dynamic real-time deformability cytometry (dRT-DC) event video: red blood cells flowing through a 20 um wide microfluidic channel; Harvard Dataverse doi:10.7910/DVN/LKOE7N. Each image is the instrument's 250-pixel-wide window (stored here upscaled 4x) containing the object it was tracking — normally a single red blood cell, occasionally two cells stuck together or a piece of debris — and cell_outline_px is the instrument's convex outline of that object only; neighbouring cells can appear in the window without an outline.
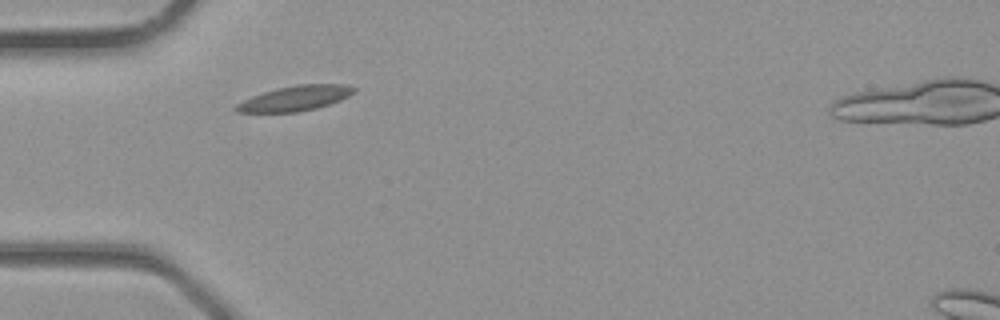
{"species": "common noctule bat (a hibernating species)", "species_latin": "Nyctalus noctula", "temperature_condition": "room temperature", "stored_images_in_passage": 4, "camera_frame_rate_fps": 3000, "um_per_image_px": 0.085, "animal": {"sex": "male", "body_mass_g": 23.1, "forearm_length_mm": 52.7}, "frame": {"image": 1, "passage_image": 3, "time_ms": 0.667, "image_size_px": [1000, 320], "cell_outline_px": [[356, 92], [340, 100], [316, 108], [300, 112], [236, 112], [232, 108], [236, 104], [252, 96], [276, 88], [296, 84], [344, 84], [356, 88]], "centroid_in_image_um": [25.08, 8.35], "position_along_channel_um": 59.9, "area_um2": 17.22}}
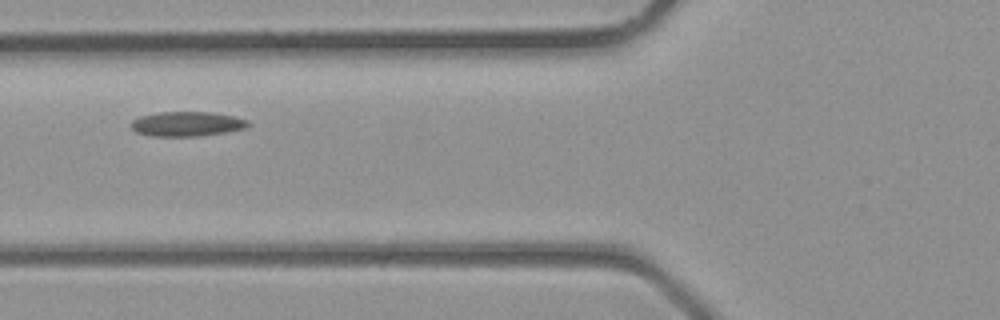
{"frame": {"image": 2, "passage_image": 4, "time_ms": 1.0, "image_size_px": [1000, 320], "cell_outline_px": [[252, 124], [244, 128], [224, 132], [200, 136], [152, 136], [136, 132], [132, 128], [132, 120], [140, 116], [160, 112], [212, 112], [232, 116], [248, 120]], "centroid_in_image_um": [15.89, 10.53], "position_along_channel_um": 109.9, "area_um2": 16.7}}